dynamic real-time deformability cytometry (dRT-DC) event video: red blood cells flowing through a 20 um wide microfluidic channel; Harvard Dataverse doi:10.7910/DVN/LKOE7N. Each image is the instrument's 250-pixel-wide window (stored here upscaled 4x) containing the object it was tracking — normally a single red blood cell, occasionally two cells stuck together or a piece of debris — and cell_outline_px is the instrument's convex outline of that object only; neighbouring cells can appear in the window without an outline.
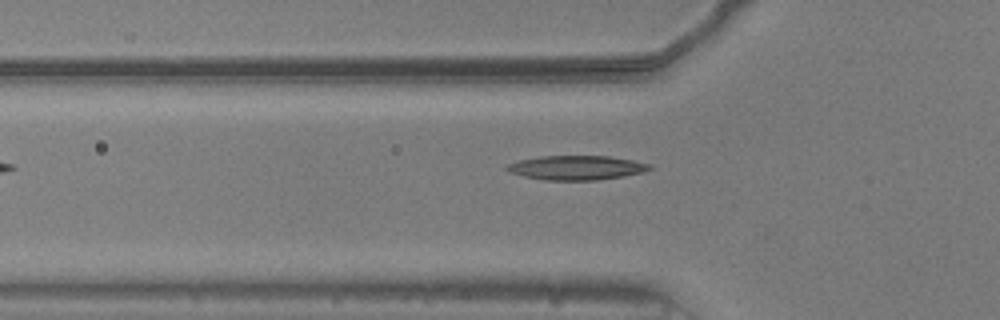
{"species": "common noctule bat (a hibernating species)", "species_latin": "Nyctalus noctula", "temperature_condition": "warm", "stored_images_in_passage": 31, "camera_frame_rate_fps": 3000, "um_per_image_px": 0.085, "animal": {"sex": "male", "body_mass_g": 20.5, "forearm_length_mm": 52.5}, "frame": {"image": 1, "passage_image": 2, "time_ms": 0.333, "image_size_px": [1000, 320], "cell_outline_px": [[656, 168], [644, 172], [624, 176], [596, 180], [544, 180], [524, 176], [508, 172], [504, 168], [508, 164], [520, 160], [540, 156], [608, 156], [632, 160], [652, 164]], "centroid_in_image_um": [49.04, 14.25], "position_along_channel_um": 76.8, "area_um2": 20.35}}
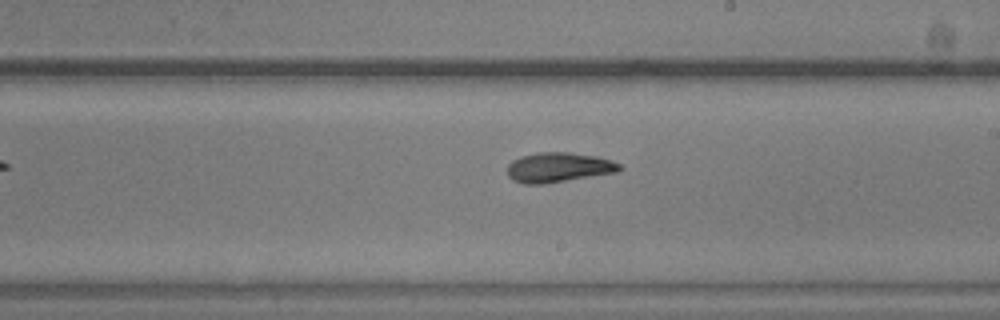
{"frame": {"image": 2, "passage_image": 15, "time_ms": 4.667, "image_size_px": [1000, 320], "cell_outline_px": [[624, 168], [616, 172], [544, 184], [524, 184], [512, 180], [508, 176], [508, 164], [512, 160], [520, 156], [536, 152], [572, 152], [596, 156], [612, 160], [620, 164]], "centroid_in_image_um": [47.46, 14.22], "position_along_channel_um": 241.5, "area_um2": 19.65}}
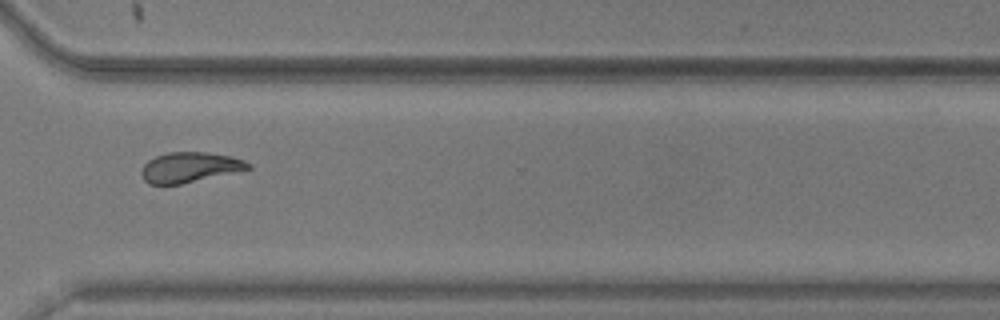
{"frame": {"image": 3, "passage_image": 24, "time_ms": 7.667, "image_size_px": [1000, 320], "cell_outline_px": [[252, 168], [180, 184], [148, 184], [144, 180], [140, 172], [144, 164], [148, 160], [156, 156], [168, 152], [208, 152], [232, 156], [244, 160], [252, 164]], "centroid_in_image_um": [16.12, 14.21], "position_along_channel_um": 354.5, "area_um2": 18.73}}